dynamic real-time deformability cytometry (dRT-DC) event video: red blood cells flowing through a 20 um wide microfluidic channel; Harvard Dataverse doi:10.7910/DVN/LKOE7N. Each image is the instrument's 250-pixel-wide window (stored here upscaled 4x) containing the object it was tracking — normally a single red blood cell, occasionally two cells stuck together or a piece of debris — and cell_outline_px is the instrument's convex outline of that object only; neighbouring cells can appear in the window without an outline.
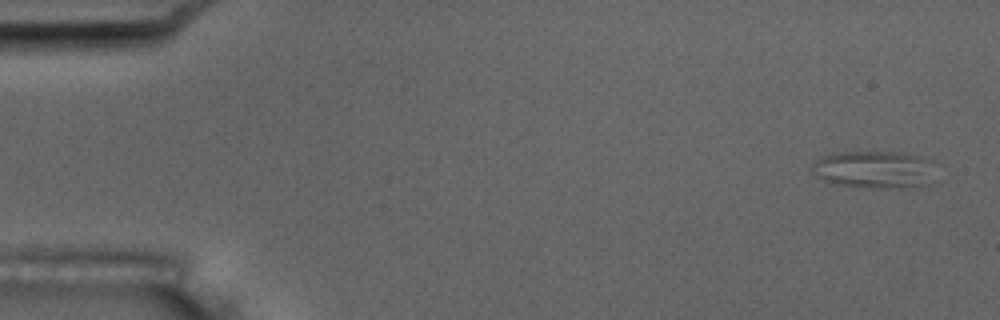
{"species": "common noctule bat (a hibernating species)", "species_latin": "Nyctalus noctula", "temperature_condition": "room temperature", "stored_images_in_passage": 5, "camera_frame_rate_fps": 3000, "um_per_image_px": 0.085, "animal": {"sex": "male", "body_mass_g": 17.5, "forearm_length_mm": 52.3}, "frame": {"image": 1, "passage_image": 1, "time_ms": 0.0, "image_size_px": [1000, 320], "cell_outline_px": [[932, 160], [928, 184], [904, 188], [872, 188], [832, 184], [816, 176], [812, 168], [812, 164], [816, 160], [824, 156], [840, 152], [908, 152], [924, 156]], "centroid_in_image_um": [74.3, 14.4], "position_along_channel_um": 10.7, "area_um2": 26.99}}
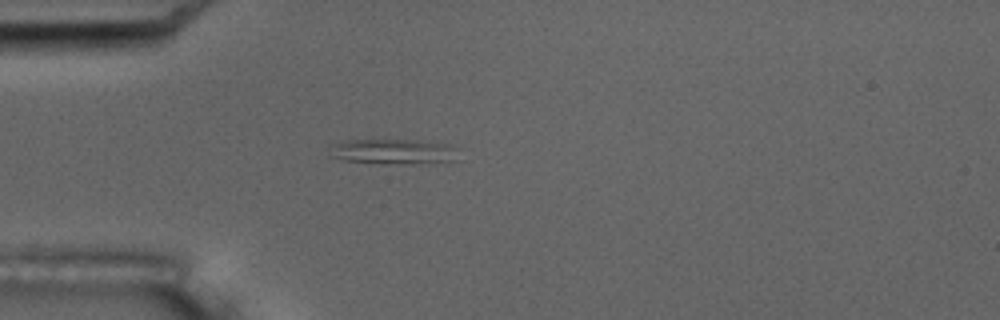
{"frame": {"image": 2, "passage_image": 5, "time_ms": 4.667, "image_size_px": [1000, 320], "cell_outline_px": [[460, 160], [420, 164], [380, 164], [344, 160], [328, 156], [332, 144], [348, 140], [420, 140], [448, 144], [460, 148]], "centroid_in_image_um": [33.54, 12.9], "position_along_channel_um": 51.5, "area_um2": 19.65}}